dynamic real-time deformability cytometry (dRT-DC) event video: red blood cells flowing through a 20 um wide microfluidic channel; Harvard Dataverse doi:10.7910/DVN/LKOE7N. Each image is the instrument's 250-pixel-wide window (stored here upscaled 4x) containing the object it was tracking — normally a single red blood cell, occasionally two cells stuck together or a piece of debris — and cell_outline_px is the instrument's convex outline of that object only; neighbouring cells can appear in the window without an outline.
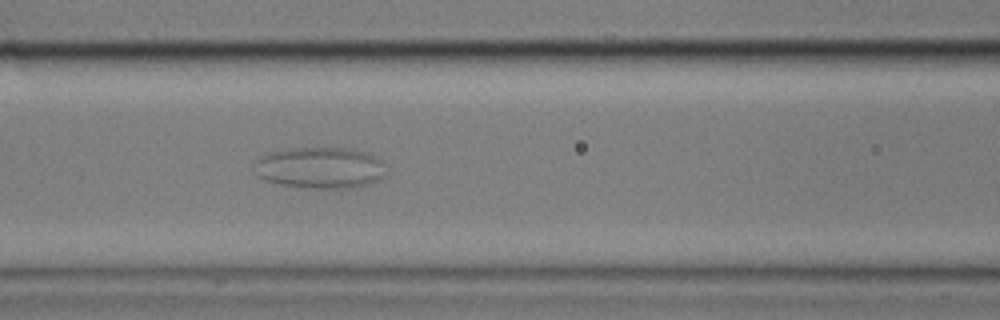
{"species": "common noctule bat (a hibernating species)", "species_latin": "Nyctalus noctula", "temperature_condition": "cold", "stored_images_in_passage": 52, "camera_frame_rate_fps": 3000, "um_per_image_px": 0.085, "animal": {"sex": "male", "body_mass_g": 17.9}, "frame": {"image": 1, "passage_image": 16, "time_ms": 5.0, "image_size_px": [1000, 320], "cell_outline_px": [[384, 176], [380, 180], [368, 184], [348, 188], [308, 188], [280, 184], [264, 180], [256, 176], [252, 168], [256, 160], [260, 156], [272, 152], [288, 148], [352, 148], [368, 152], [376, 156], [384, 164]], "centroid_in_image_um": [27.18, 14.26], "position_along_channel_um": 139.4, "area_um2": 32.14}}
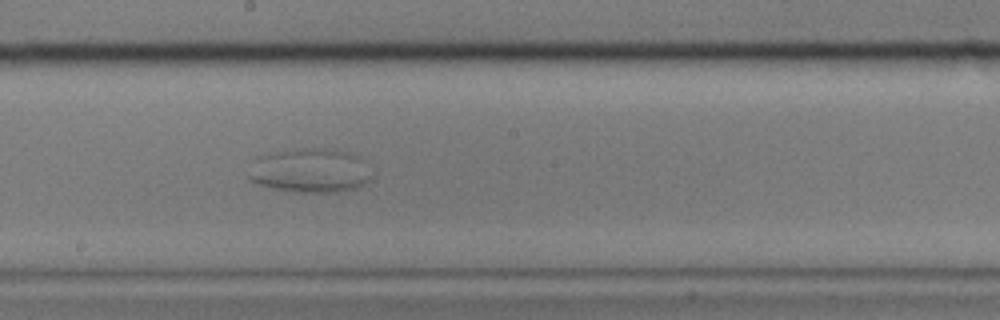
{"frame": {"image": 2, "passage_image": 24, "time_ms": 7.667, "image_size_px": [1000, 320], "cell_outline_px": [[372, 176], [364, 184], [356, 188], [336, 192], [296, 192], [272, 188], [256, 184], [248, 180], [248, 176], [256, 156], [276, 152], [304, 148], [324, 148], [348, 152], [356, 156]], "centroid_in_image_um": [26.29, 14.51], "position_along_channel_um": 221.9, "area_um2": 31.39}}